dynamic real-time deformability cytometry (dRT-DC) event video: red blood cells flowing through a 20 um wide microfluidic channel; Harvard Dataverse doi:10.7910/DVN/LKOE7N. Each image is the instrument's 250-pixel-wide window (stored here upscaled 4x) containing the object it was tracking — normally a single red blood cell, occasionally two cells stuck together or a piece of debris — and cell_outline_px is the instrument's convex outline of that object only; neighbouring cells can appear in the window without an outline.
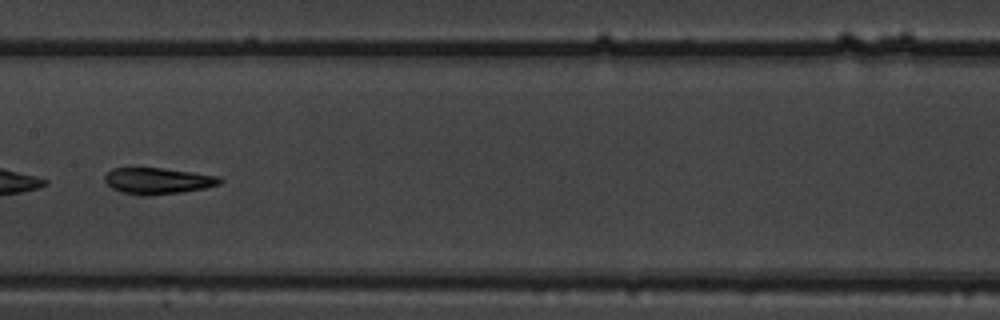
{"species": "common noctule bat (a hibernating species)", "species_latin": "Nyctalus noctula", "temperature_condition": "warm", "stored_images_in_passage": 9, "camera_frame_rate_fps": 3000, "um_per_image_px": 0.085, "animal": {"sex": "male", "body_mass_g": 19.5, "forearm_length_mm": 54.6}, "frame": {"image": 1, "passage_image": 8, "time_ms": 2.333, "image_size_px": [1000, 320], "cell_outline_px": [[224, 180], [220, 184], [204, 188], [180, 192], [120, 192], [112, 188], [104, 180], [104, 176], [112, 168], [160, 168], [192, 172], [220, 176]], "centroid_in_image_um": [13.46, 15.32], "position_along_channel_um": 193.9, "area_um2": 16.7}}
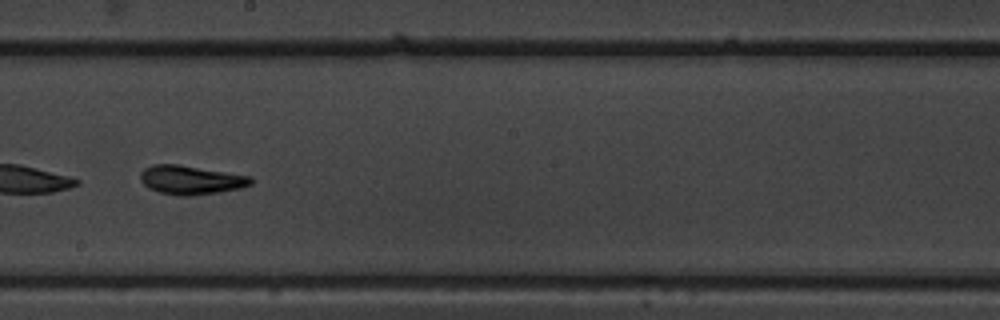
{"frame": {"image": 2, "passage_image": 9, "time_ms": 2.667, "image_size_px": [1000, 320], "cell_outline_px": [[252, 184], [240, 188], [220, 192], [188, 196], [180, 196], [160, 192], [148, 188], [140, 180], [140, 172], [144, 168], [152, 164], [180, 164], [252, 176]], "centroid_in_image_um": [16.22, 15.28], "position_along_channel_um": 232.0, "area_um2": 18.79}}